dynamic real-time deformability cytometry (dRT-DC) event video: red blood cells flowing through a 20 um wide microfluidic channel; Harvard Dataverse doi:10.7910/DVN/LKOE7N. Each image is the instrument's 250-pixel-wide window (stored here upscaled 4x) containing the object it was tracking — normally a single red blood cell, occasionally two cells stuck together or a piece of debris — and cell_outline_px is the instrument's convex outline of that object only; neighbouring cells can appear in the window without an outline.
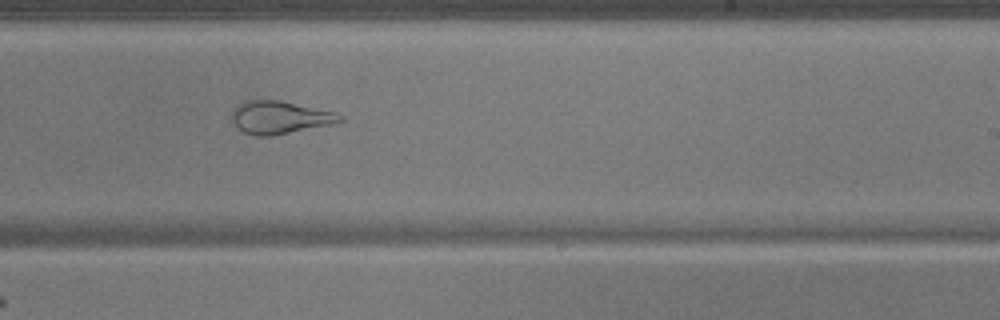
{"species": "common noctule bat (a hibernating species)", "species_latin": "Nyctalus noctula", "temperature_condition": "warm", "stored_images_in_passage": 50, "camera_frame_rate_fps": 3000, "um_per_image_px": 0.085, "animal": {"sex": "male", "body_mass_g": 17.9}, "frame": {"image": 1, "passage_image": 31, "time_ms": 10.0, "image_size_px": [1000, 320], "cell_outline_px": [[344, 120], [332, 124], [268, 136], [256, 136], [244, 132], [236, 128], [232, 124], [232, 112], [240, 104], [248, 100], [280, 100], [336, 112], [344, 116]], "centroid_in_image_um": [23.78, 9.98], "position_along_channel_um": 265.2, "area_um2": 20.52}}
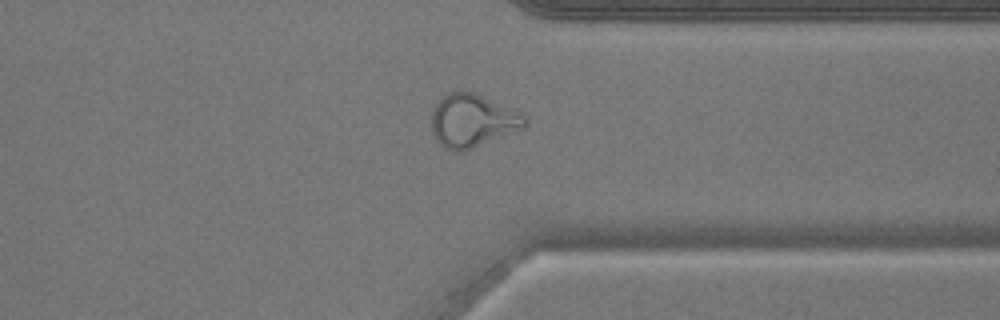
{"frame": {"image": 2, "passage_image": 39, "time_ms": 12.667, "image_size_px": [1000, 320], "cell_outline_px": [[528, 124], [524, 128], [468, 148], [456, 152], [452, 152], [444, 148], [436, 140], [432, 132], [432, 112], [436, 104], [448, 92], [460, 88], [472, 92], [508, 108], [524, 116]], "centroid_in_image_um": [40.09, 10.24], "position_along_channel_um": 371.3, "area_um2": 28.15}}
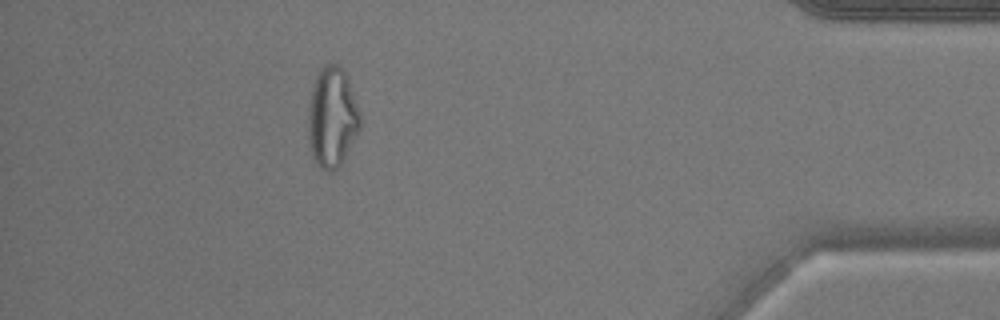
{"frame": {"image": 3, "passage_image": 45, "time_ms": 14.667, "image_size_px": [1000, 320], "cell_outline_px": [[360, 128], [344, 160], [332, 172], [328, 172], [320, 168], [312, 160], [308, 140], [308, 104], [312, 84], [320, 68], [324, 64], [336, 64], [344, 68], [360, 112]], "centroid_in_image_um": [28.2, 9.98], "position_along_channel_um": 407.0, "area_um2": 30.87}}